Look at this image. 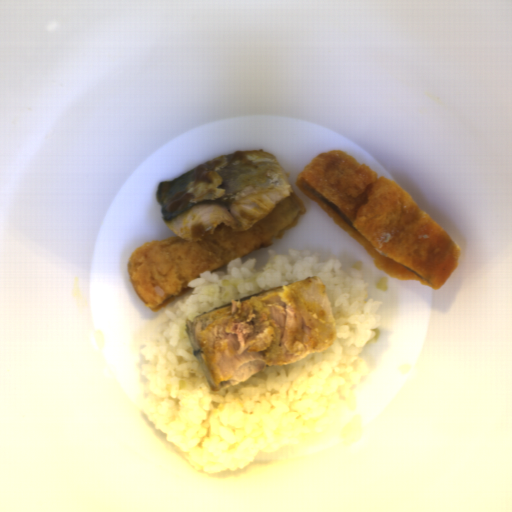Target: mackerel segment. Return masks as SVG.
<instances>
[{
    "mask_svg": "<svg viewBox=\"0 0 512 512\" xmlns=\"http://www.w3.org/2000/svg\"><path fill=\"white\" fill-rule=\"evenodd\" d=\"M293 193L275 154L252 150L221 155L159 181L155 197L164 224L193 242L220 224L244 232Z\"/></svg>",
    "mask_w": 512,
    "mask_h": 512,
    "instance_id": "c1d32c5f",
    "label": "mackerel segment"
},
{
    "mask_svg": "<svg viewBox=\"0 0 512 512\" xmlns=\"http://www.w3.org/2000/svg\"><path fill=\"white\" fill-rule=\"evenodd\" d=\"M199 366L213 391L327 350L335 339L325 283L308 276L186 319Z\"/></svg>",
    "mask_w": 512,
    "mask_h": 512,
    "instance_id": "14911b7f",
    "label": "mackerel segment"
}]
</instances>
